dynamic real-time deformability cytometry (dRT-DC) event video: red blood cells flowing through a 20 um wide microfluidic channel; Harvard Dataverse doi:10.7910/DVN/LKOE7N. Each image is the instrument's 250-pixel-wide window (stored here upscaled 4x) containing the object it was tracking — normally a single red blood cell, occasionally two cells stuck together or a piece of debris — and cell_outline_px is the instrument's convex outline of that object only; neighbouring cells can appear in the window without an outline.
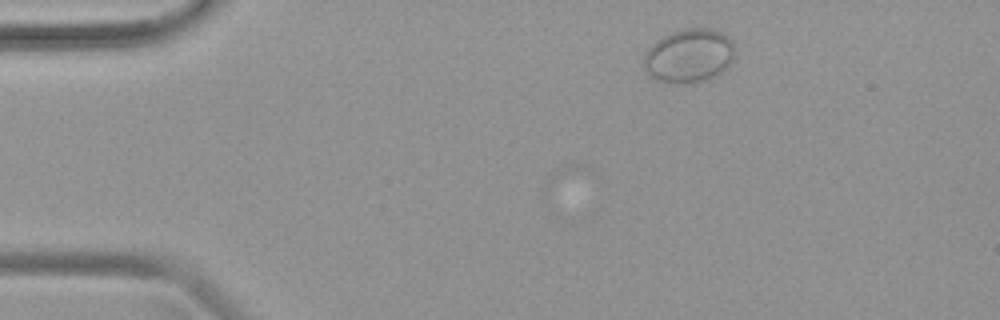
{"species": "common noctule bat (a hibernating species)", "species_latin": "Nyctalus noctula", "temperature_condition": "warm", "stored_images_in_passage": 41, "camera_frame_rate_fps": 3000, "um_per_image_px": 0.085, "animal": {"sex": "female", "body_mass_g": 19.9}, "frame": {"image": 1, "passage_image": 1, "time_ms": 0.0, "image_size_px": [1000, 320], "cell_outline_px": [[736, 56], [720, 76], [708, 80], [692, 84], [668, 84], [656, 80], [648, 76], [644, 68], [644, 52], [656, 40], [672, 32], [684, 28], [712, 28], [728, 36], [732, 40], [736, 52]], "centroid_in_image_um": [58.59, 4.78], "position_along_channel_um": 26.4, "area_um2": 29.59}}
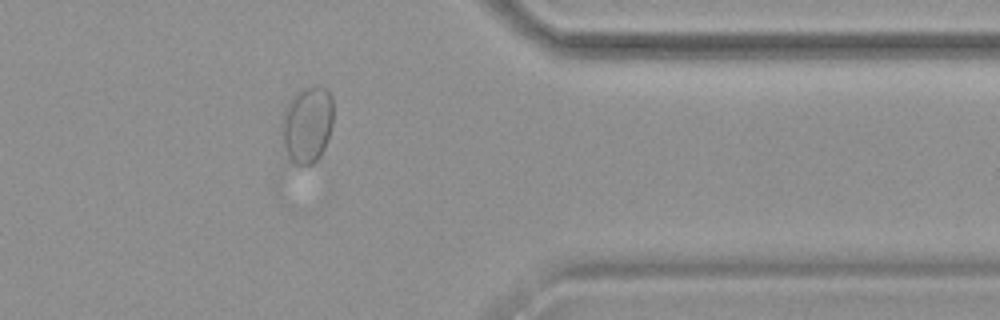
{"frame": {"image": 2, "passage_image": 32, "time_ms": 10.333, "image_size_px": [1000, 320], "cell_outline_px": [[332, 124], [328, 140], [320, 156], [312, 164], [288, 168], [284, 144], [284, 108], [288, 100], [300, 88], [324, 88], [332, 96]], "centroid_in_image_um": [26.09, 10.68], "position_along_channel_um": 385.3, "area_um2": 23.18}}
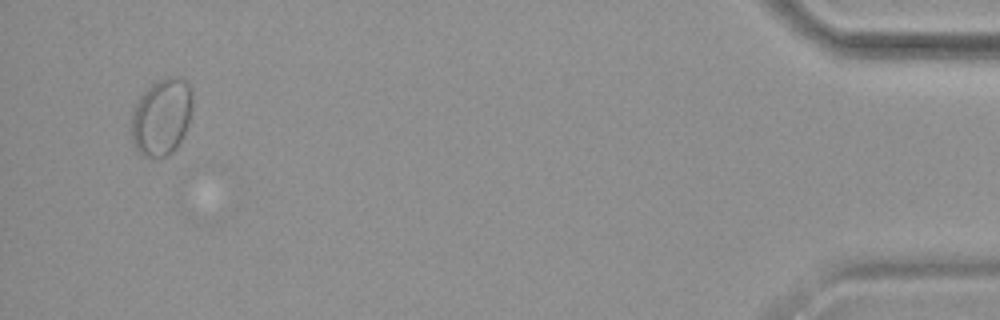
{"frame": {"image": 3, "passage_image": 39, "time_ms": 12.667, "image_size_px": [1000, 320], "cell_outline_px": [[192, 104], [188, 124], [176, 148], [168, 156], [152, 160], [144, 156], [132, 144], [132, 112], [140, 96], [152, 84], [168, 76], [180, 76], [188, 84], [192, 92]], "centroid_in_image_um": [13.73, 9.96], "position_along_channel_um": 421.5, "area_um2": 27.46}}